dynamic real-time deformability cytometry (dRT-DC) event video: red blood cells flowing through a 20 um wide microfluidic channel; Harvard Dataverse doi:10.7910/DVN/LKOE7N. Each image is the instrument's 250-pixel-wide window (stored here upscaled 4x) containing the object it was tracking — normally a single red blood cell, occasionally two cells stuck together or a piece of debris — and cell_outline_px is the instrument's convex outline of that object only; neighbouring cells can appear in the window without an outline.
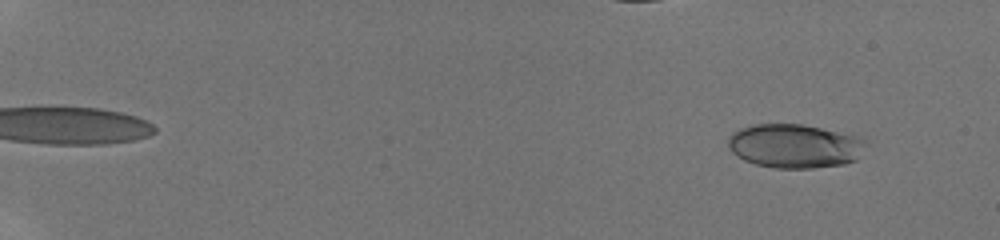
{"species": "human", "species_latin": "Homo sapiens", "temperature_condition": "room temperature", "stored_images_in_passage": 62, "camera_frame_rate_fps": 3000, "um_per_image_px": 0.085, "donor": {"sex": "male"}, "frame": {"image": 1, "passage_image": 3, "time_ms": 1.0, "image_size_px": [1000, 240], "cell_outline_px": [[860, 140], [856, 160], [844, 164], [812, 168], [772, 168], [756, 164], [744, 160], [736, 156], [728, 148], [728, 136], [732, 132], [740, 128], [752, 124], [800, 124], [820, 128], [852, 136]], "centroid_in_image_um": [67.36, 12.42], "position_along_channel_um": 17.6, "area_um2": 34.45}}
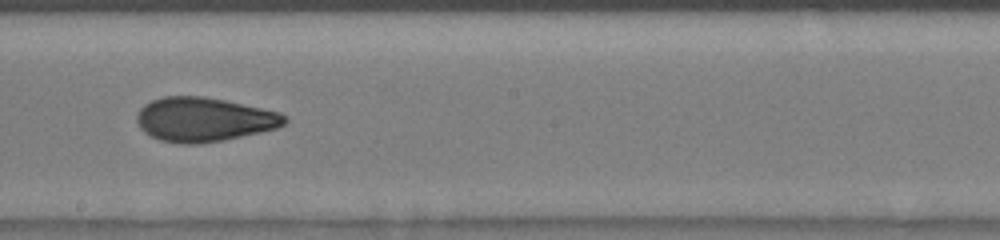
{"frame": {"image": 2, "passage_image": 36, "time_ms": 10.667, "image_size_px": [1000, 240], "cell_outline_px": [[288, 120], [284, 124], [276, 128], [260, 132], [224, 140], [200, 144], [180, 144], [160, 140], [144, 132], [140, 128], [136, 120], [136, 116], [140, 108], [144, 104], [152, 100], [164, 96], [204, 96], [224, 100], [280, 112], [288, 116]], "centroid_in_image_um": [17.32, 10.16], "position_along_channel_um": 230.9, "area_um2": 38.15}}
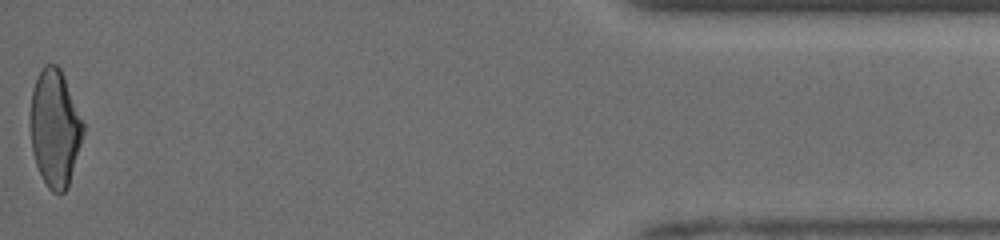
{"frame": {"image": 3, "passage_image": 62, "time_ms": 17.0, "image_size_px": [1000, 240], "cell_outline_px": [[84, 132], [68, 188], [64, 192], [52, 192], [48, 188], [36, 164], [32, 152], [32, 88], [44, 64], [56, 64], [60, 68], [64, 76], [84, 124]], "centroid_in_image_um": [4.69, 10.9], "position_along_channel_um": 430.5, "area_um2": 35.37}, "authors_computed_cell_mechanics": {"area_um2": 36.8475, "velocity_mm_per_s": 4.1854, "shape_relaxation_time_tau1_ms": 5.4931, "shape_relaxation_time_tau2_ms": 1.4453, "deformation_change_tau1": 0.1678, "deformation_change_tau2": 0.0855}}